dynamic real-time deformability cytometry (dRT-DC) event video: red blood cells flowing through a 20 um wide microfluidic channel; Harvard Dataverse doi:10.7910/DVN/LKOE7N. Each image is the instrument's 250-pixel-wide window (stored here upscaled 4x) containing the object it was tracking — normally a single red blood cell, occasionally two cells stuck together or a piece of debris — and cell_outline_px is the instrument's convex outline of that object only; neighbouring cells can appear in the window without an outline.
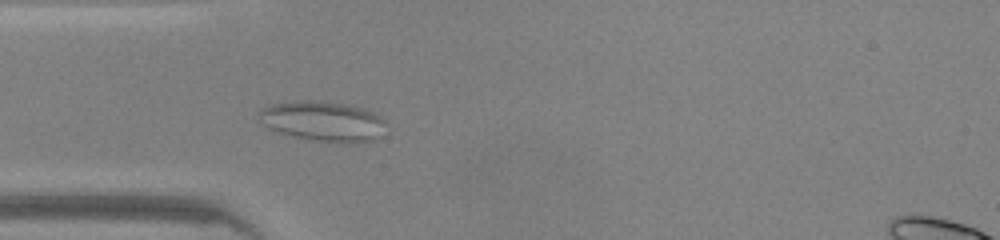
{"species": "common noctule bat (a hibernating species)", "species_latin": "Nyctalus noctula", "temperature_condition": "warm", "stored_images_in_passage": 45, "camera_frame_rate_fps": 3000, "um_per_image_px": 0.085, "animal": {"sex": "male", "body_mass_g": 20.0, "forearm_length_mm": 53.3}, "frame": {"image": 1, "passage_image": 11, "time_ms": 3.333, "image_size_px": [1000, 240], "cell_outline_px": [[384, 120], [372, 140], [356, 144], [340, 144], [312, 140], [292, 136], [268, 128], [264, 124], [260, 112], [260, 108], [268, 104], [304, 100], [312, 100], [352, 104], [364, 108], [380, 116]], "centroid_in_image_um": [27.41, 10.3], "position_along_channel_um": 57.6, "area_um2": 29.48}}
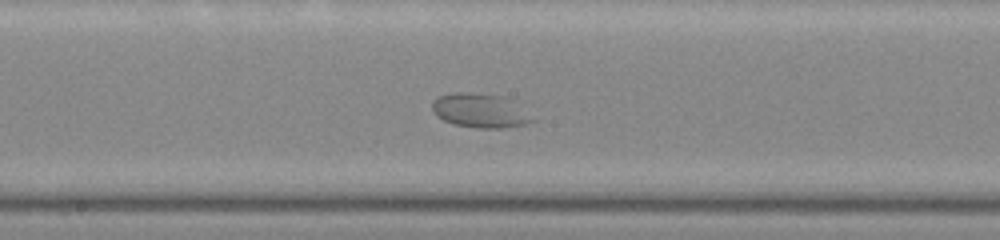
{"frame": {"image": 2, "passage_image": 22, "time_ms": 7.0, "image_size_px": [1000, 240], "cell_outline_px": [[536, 120], [524, 124], [500, 128], [476, 128], [456, 124], [444, 120], [436, 116], [432, 108], [432, 100], [440, 96], [456, 92], [464, 92], [500, 96], [512, 100]], "centroid_in_image_um": [40.78, 9.4], "position_along_channel_um": 207.4, "area_um2": 19.59}}
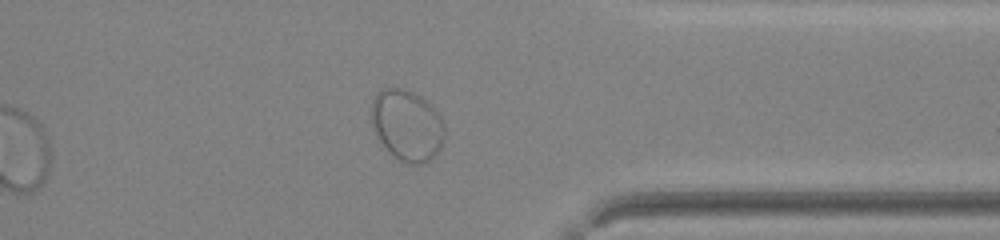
{"frame": {"image": 3, "passage_image": 35, "time_ms": 11.333, "image_size_px": [1000, 240], "cell_outline_px": [[444, 136], [440, 148], [436, 156], [424, 164], [408, 164], [400, 160], [388, 152], [380, 140], [376, 132], [372, 120], [372, 100], [376, 92], [384, 88], [400, 88], [412, 92], [420, 96], [440, 116], [444, 128]], "centroid_in_image_um": [34.6, 10.67], "position_along_channel_um": 376.8, "area_um2": 30.0}}